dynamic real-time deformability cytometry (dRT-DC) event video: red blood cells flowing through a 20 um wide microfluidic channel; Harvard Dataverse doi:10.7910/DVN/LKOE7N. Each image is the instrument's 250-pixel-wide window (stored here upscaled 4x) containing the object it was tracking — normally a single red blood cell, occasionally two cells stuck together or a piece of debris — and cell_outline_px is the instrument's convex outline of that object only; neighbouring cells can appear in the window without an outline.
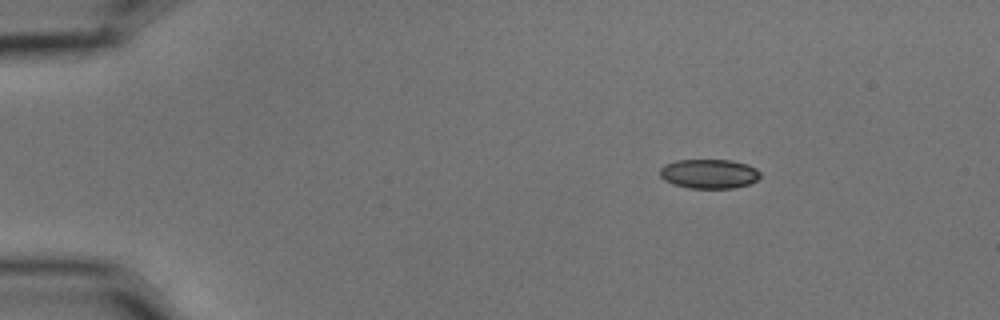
{"species": "common noctule bat (a hibernating species)", "species_latin": "Nyctalus noctula", "temperature_condition": "cold", "stored_images_in_passage": 8, "camera_frame_rate_fps": 3000, "um_per_image_px": 0.085, "animal": {"sex": "male", "body_mass_g": 15.6}, "frame": {"image": 1, "passage_image": 1, "time_ms": 0.0, "image_size_px": [1000, 320], "cell_outline_px": [[760, 176], [756, 180], [748, 184], [732, 188], [688, 188], [672, 184], [664, 180], [660, 176], [660, 168], [664, 164], [676, 160], [732, 160], [748, 164], [756, 168], [760, 172]], "centroid_in_image_um": [60.25, 14.76], "position_along_channel_um": 24.8, "area_um2": 17.28}}
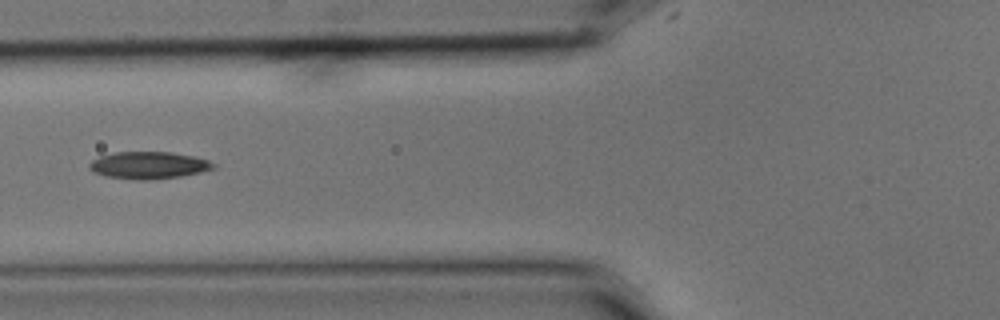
{"frame": {"image": 2, "passage_image": 4, "time_ms": 1.0, "image_size_px": [1000, 320], "cell_outline_px": [[216, 168], [200, 172], [180, 176], [152, 180], [140, 180], [108, 176], [92, 172], [88, 168], [88, 164], [92, 160], [100, 156], [116, 152], [172, 152], [192, 156], [208, 160], [216, 164]], "centroid_in_image_um": [12.63, 14.04], "position_along_channel_um": 113.2, "area_um2": 19.59}}
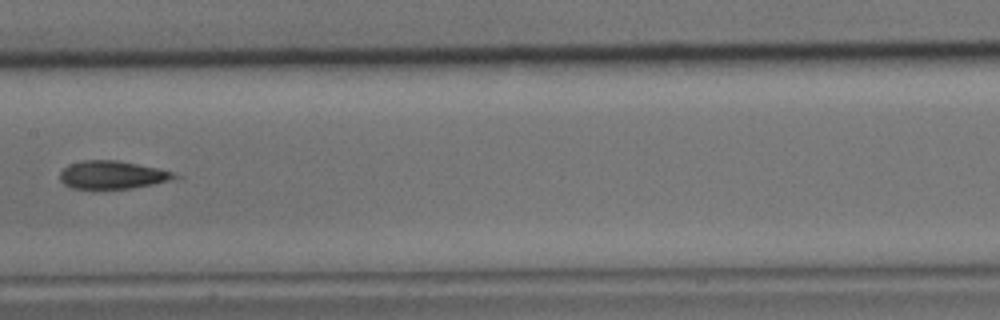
{"frame": {"image": 3, "passage_image": 6, "time_ms": 1.667, "image_size_px": [1000, 320], "cell_outline_px": [[184, 176], [176, 180], [132, 188], [72, 188], [64, 184], [60, 180], [60, 172], [68, 164], [84, 160], [116, 160], [156, 168], [172, 172]], "centroid_in_image_um": [9.6, 14.86], "position_along_channel_um": 197.8, "area_um2": 18.73}}